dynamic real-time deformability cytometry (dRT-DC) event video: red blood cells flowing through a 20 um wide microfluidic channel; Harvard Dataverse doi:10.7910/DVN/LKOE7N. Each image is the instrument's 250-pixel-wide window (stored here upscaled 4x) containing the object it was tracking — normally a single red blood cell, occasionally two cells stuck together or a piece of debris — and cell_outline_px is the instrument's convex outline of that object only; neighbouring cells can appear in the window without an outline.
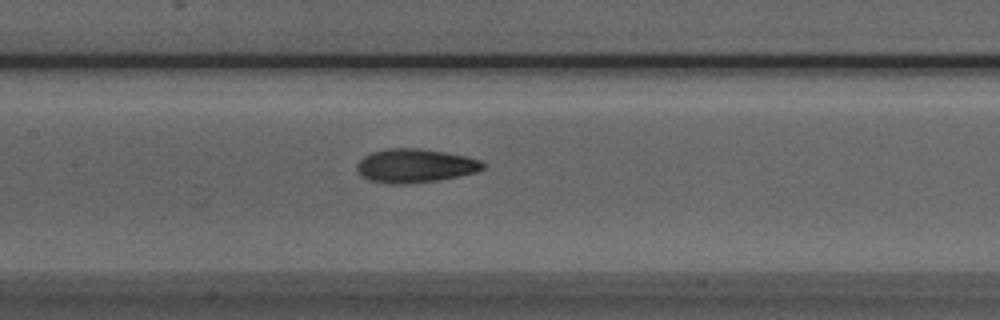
{"species": "Egyptian fruit bat (a non-hibernating species)", "species_latin": "Rousettus aegyptiacus", "temperature_condition": "room temperature", "stored_images_in_passage": 23, "camera_frame_rate_fps": 3000, "um_per_image_px": 0.085, "animal": {"sex": "male"}, "frame": {"image": 1, "passage_image": 10, "time_ms": 3.0, "image_size_px": [1000, 320], "cell_outline_px": [[484, 168], [476, 172], [460, 176], [440, 180], [404, 184], [384, 184], [368, 180], [360, 176], [356, 168], [356, 164], [364, 156], [372, 152], [384, 148], [420, 148], [444, 152], [464, 156], [480, 160], [484, 164]], "centroid_in_image_um": [35.23, 14.1], "position_along_channel_um": 172.2, "area_um2": 25.03}}
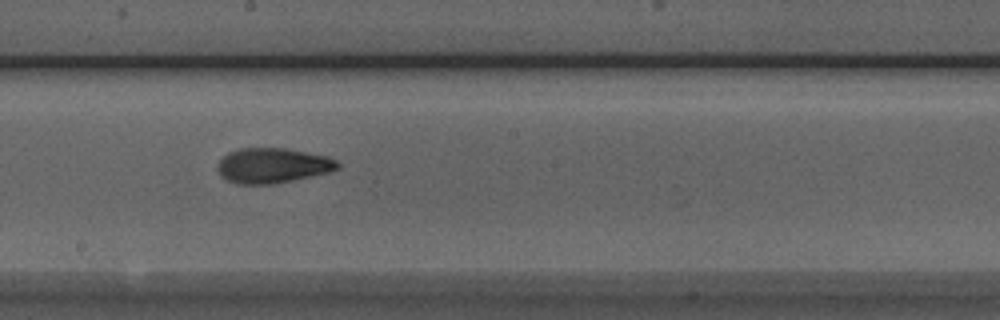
{"frame": {"image": 2, "passage_image": 14, "time_ms": 4.333, "image_size_px": [1000, 320], "cell_outline_px": [[340, 168], [328, 172], [292, 180], [272, 184], [236, 184], [220, 176], [216, 168], [216, 164], [228, 152], [240, 148], [288, 148], [328, 156], [336, 160], [340, 164]], "centroid_in_image_um": [23.15, 14.06], "position_along_channel_um": 225.0, "area_um2": 24.68}}
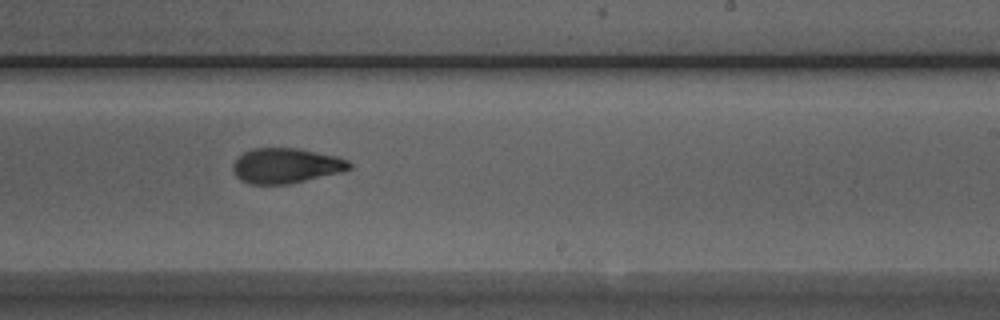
{"frame": {"image": 3, "passage_image": 17, "time_ms": 5.333, "image_size_px": [1000, 320], "cell_outline_px": [[352, 168], [340, 172], [288, 184], [248, 184], [240, 180], [232, 172], [232, 164], [244, 152], [252, 148], [296, 148], [336, 156], [348, 160], [352, 164]], "centroid_in_image_um": [24.27, 14.08], "position_along_channel_um": 264.7, "area_um2": 23.76}}